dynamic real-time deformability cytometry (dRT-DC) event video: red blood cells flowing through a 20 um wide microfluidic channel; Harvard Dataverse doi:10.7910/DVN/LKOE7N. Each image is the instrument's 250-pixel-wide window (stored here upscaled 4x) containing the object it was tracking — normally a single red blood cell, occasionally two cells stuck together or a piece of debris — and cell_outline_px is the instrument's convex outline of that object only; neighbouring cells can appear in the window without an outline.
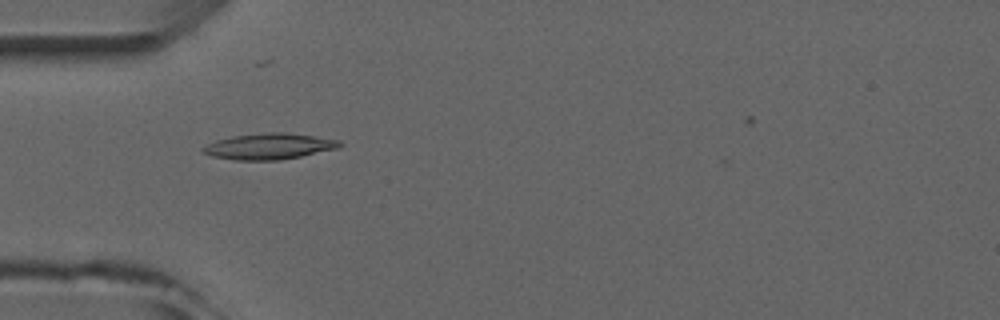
{"species": "common noctule bat (a hibernating species)", "species_latin": "Nyctalus noctula", "temperature_condition": "room temperature", "stored_images_in_passage": 2, "camera_frame_rate_fps": 3000, "um_per_image_px": 0.085, "animal": {"sex": "male", "forearm_length_mm": 52.5}, "frame": {"image": 1, "passage_image": 1, "time_ms": 0.0, "image_size_px": [1000, 320], "cell_outline_px": [[344, 144], [340, 148], [280, 160], [236, 160], [212, 156], [200, 152], [200, 148], [216, 140], [232, 136], [268, 132], [284, 132], [316, 136], [340, 140]], "centroid_in_image_um": [22.89, 12.43], "position_along_channel_um": 62.1, "area_um2": 20.87}}